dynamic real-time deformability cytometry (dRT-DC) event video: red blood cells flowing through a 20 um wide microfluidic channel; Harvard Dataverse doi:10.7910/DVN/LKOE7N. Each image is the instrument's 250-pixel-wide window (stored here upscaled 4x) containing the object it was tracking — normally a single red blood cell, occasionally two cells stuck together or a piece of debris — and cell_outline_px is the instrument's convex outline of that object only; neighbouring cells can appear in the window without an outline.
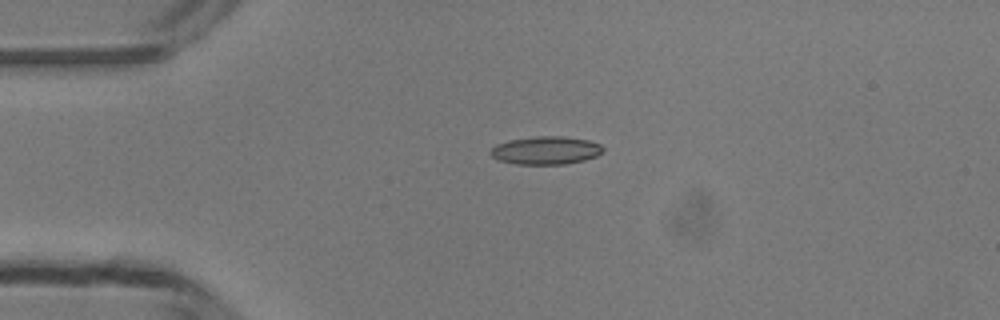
{"species": "common noctule bat (a hibernating species)", "species_latin": "Nyctalus noctula", "temperature_condition": "room temperature", "stored_images_in_passage": 38, "camera_frame_rate_fps": 3000, "um_per_image_px": 0.085, "animal": {"sex": "male", "body_mass_g": 13.3}, "frame": {"image": 1, "passage_image": 1, "time_ms": 0.0, "image_size_px": [1000, 320], "cell_outline_px": [[604, 152], [596, 156], [584, 160], [564, 164], [516, 164], [500, 160], [492, 156], [488, 152], [496, 144], [508, 140], [536, 136], [564, 136], [588, 140], [600, 144], [604, 148]], "centroid_in_image_um": [46.4, 12.77], "position_along_channel_um": 38.6, "area_um2": 18.44}}
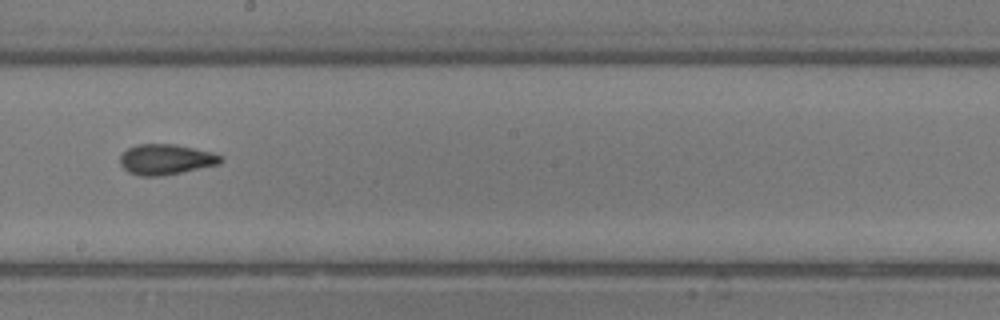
{"frame": {"image": 2, "passage_image": 17, "time_ms": 5.333, "image_size_px": [1000, 320], "cell_outline_px": [[224, 160], [220, 164], [160, 176], [140, 176], [128, 172], [120, 164], [120, 156], [128, 148], [136, 144], [176, 144], [212, 152], [224, 156]], "centroid_in_image_um": [14.12, 13.54], "position_along_channel_um": 234.1, "area_um2": 17.92}}
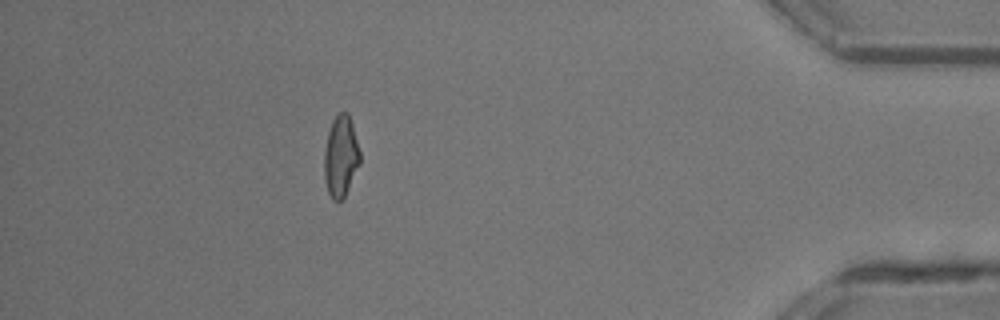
{"frame": {"image": 3, "passage_image": 33, "time_ms": 10.667, "image_size_px": [1000, 320], "cell_outline_px": [[360, 164], [344, 196], [340, 200], [332, 200], [328, 192], [324, 180], [324, 152], [328, 132], [332, 120], [340, 112], [348, 112], [352, 124], [360, 152]], "centroid_in_image_um": [28.95, 13.28], "position_along_channel_um": 406.2, "area_um2": 16.82}, "authors_computed_cell_mechanics": {"area_um2": 17.1955, "velocity_mm_per_s": 4.2266, "shape_relaxation_time_tau1_ms": 8.4446, "shape_relaxation_time_tau2_ms": 2.6639, "deformation_change_tau1": 0.1861, "deformation_change_tau2": 0.0995}}